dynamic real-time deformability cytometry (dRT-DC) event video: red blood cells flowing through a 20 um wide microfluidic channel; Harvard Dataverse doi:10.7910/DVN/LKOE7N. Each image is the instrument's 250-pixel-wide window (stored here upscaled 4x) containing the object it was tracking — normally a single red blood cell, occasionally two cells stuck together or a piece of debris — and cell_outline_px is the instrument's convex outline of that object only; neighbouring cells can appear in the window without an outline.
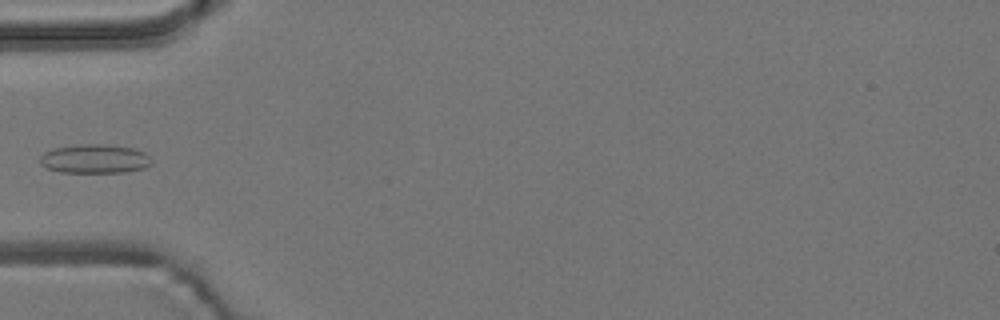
{"species": "common noctule bat (a hibernating species)", "species_latin": "Nyctalus noctula", "temperature_condition": "room temperature", "stored_images_in_passage": 2, "camera_frame_rate_fps": 3000, "um_per_image_px": 0.085, "animal": {"sex": "male", "body_mass_g": 19.2, "forearm_length_mm": 51.8}, "frame": {"image": 1, "passage_image": 2, "time_ms": 1.0, "image_size_px": [1000, 320], "cell_outline_px": [[152, 164], [144, 168], [124, 172], [60, 172], [48, 168], [40, 164], [40, 156], [44, 152], [52, 148], [76, 144], [108, 144], [132, 148], [144, 152], [148, 156]], "centroid_in_image_um": [8.02, 13.49], "position_along_channel_um": 77.0, "area_um2": 18.9}}